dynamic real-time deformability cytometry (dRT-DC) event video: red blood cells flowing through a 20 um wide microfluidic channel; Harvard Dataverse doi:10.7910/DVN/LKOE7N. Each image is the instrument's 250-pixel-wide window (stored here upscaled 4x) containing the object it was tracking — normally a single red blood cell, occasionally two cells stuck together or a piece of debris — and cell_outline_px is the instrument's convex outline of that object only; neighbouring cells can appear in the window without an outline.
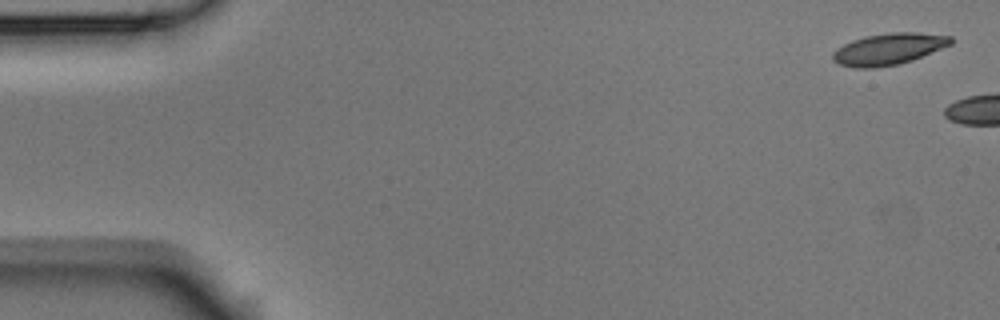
{"species": "Egyptian fruit bat (a non-hibernating species)", "species_latin": "Rousettus aegyptiacus", "temperature_condition": "room temperature", "stored_images_in_passage": 2, "segment_of_instrument_passage": [2, 2], "camera_frame_rate_fps": 3000, "um_per_image_px": 0.085, "animal": {"sex": "male"}, "frame": {"image": 1, "passage_image": 2, "time_ms": 0.333, "image_size_px": [1000, 320], "cell_outline_px": [[952, 44], [912, 60], [896, 64], [876, 68], [856, 68], [840, 64], [832, 60], [832, 52], [836, 48], [852, 40], [864, 36], [888, 32], [916, 32], [952, 36]], "centroid_in_image_um": [75.51, 4.16], "position_along_channel_um": 9.5, "area_um2": 21.73}}